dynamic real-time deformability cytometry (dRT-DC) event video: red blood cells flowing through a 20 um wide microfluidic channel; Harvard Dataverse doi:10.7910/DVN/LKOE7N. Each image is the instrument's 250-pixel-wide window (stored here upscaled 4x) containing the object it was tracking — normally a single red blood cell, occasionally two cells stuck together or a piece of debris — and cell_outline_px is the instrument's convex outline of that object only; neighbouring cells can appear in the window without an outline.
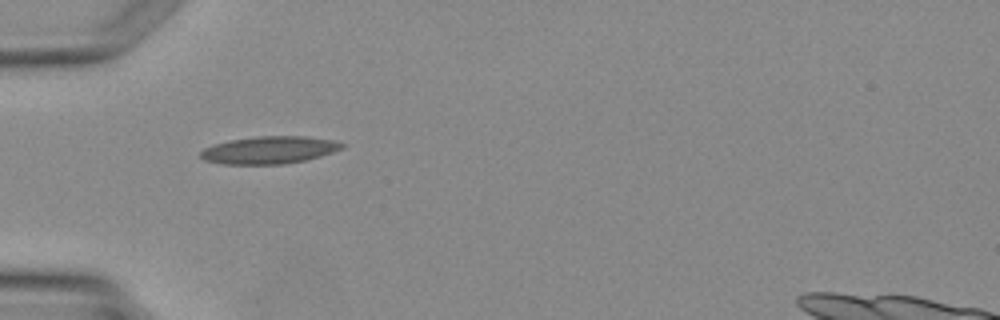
{"species": "Egyptian fruit bat (a non-hibernating species)", "species_latin": "Rousettus aegyptiacus", "temperature_condition": "warm", "stored_images_in_passage": 1, "camera_frame_rate_fps": 3000, "um_per_image_px": 0.085, "animal": {"sex": "female"}, "frame": {"image": 1, "passage_image": 1, "time_ms": 0.0, "image_size_px": [1000, 320], "cell_outline_px": [[344, 144], [340, 148], [332, 152], [320, 156], [304, 160], [284, 164], [224, 164], [204, 160], [200, 156], [200, 152], [204, 148], [216, 144], [232, 140], [260, 136], [304, 136], [332, 140]], "centroid_in_image_um": [22.86, 12.76], "position_along_channel_um": 62.1, "area_um2": 22.2}}